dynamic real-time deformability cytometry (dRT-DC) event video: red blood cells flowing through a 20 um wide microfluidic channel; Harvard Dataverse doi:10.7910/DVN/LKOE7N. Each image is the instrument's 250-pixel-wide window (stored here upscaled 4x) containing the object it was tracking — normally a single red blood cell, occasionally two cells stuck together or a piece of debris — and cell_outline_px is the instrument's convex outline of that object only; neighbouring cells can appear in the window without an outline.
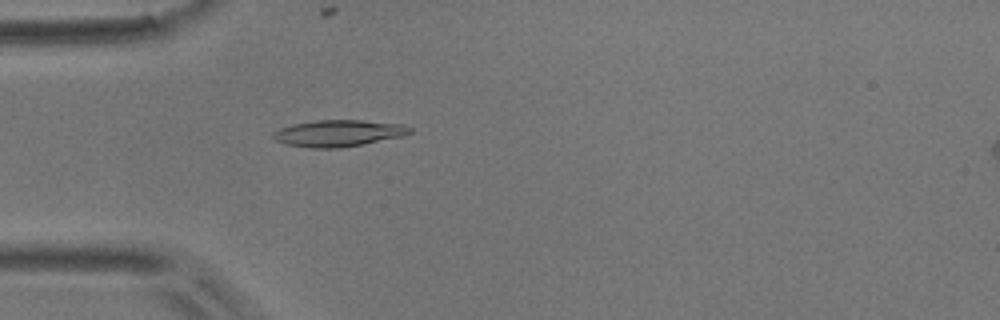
{"species": "common noctule bat (a hibernating species)", "species_latin": "Nyctalus noctula", "temperature_condition": "room temperature", "stored_images_in_passage": 39, "camera_frame_rate_fps": 3000, "um_per_image_px": 0.085, "animal": {"sex": "male", "body_mass_g": 17.9}, "frame": {"image": 1, "passage_image": 1, "time_ms": 0.0, "image_size_px": [1000, 320], "cell_outline_px": [[412, 132], [404, 136], [364, 144], [340, 148], [312, 148], [288, 144], [276, 140], [272, 136], [272, 132], [280, 128], [292, 124], [316, 120], [364, 120], [404, 124], [412, 128]], "centroid_in_image_um": [28.81, 11.32], "position_along_channel_um": 56.2, "area_um2": 21.33}}
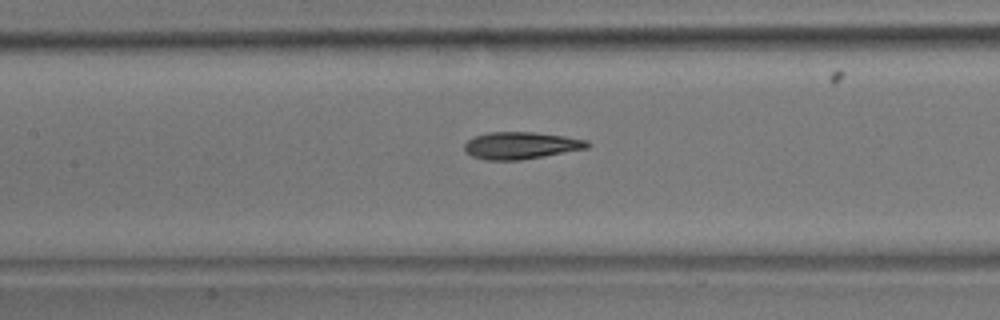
{"frame": {"image": 2, "passage_image": 10, "time_ms": 3.0, "image_size_px": [1000, 320], "cell_outline_px": [[592, 144], [588, 148], [544, 156], [520, 160], [484, 160], [472, 156], [464, 148], [464, 144], [468, 140], [476, 136], [488, 132], [532, 132], [564, 136], [588, 140]], "centroid_in_image_um": [44.3, 12.37], "position_along_channel_um": 163.1, "area_um2": 19.36}}
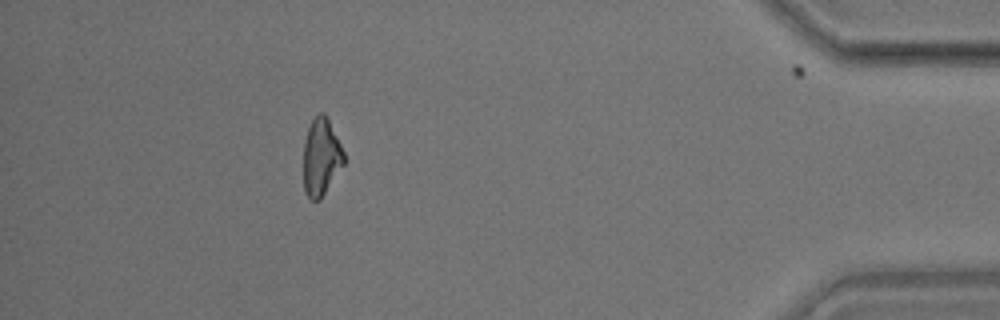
{"frame": {"image": 3, "passage_image": 34, "time_ms": 11.0, "image_size_px": [1000, 320], "cell_outline_px": [[344, 164], [320, 200], [312, 200], [304, 192], [304, 140], [308, 128], [312, 120], [320, 112], [324, 112], [344, 152]], "centroid_in_image_um": [27.29, 13.37], "position_along_channel_um": 407.9, "area_um2": 17.98}, "authors_computed_cell_mechanics": {"area_um2": 19.1318, "velocity_mm_per_s": 3.7124, "shape_relaxation_time_tau1_ms": 5.9929, "shape_relaxation_time_tau2_ms": 3.0335, "deformation_change_tau1": 0.1742, "deformation_change_tau2": 0.0973}}